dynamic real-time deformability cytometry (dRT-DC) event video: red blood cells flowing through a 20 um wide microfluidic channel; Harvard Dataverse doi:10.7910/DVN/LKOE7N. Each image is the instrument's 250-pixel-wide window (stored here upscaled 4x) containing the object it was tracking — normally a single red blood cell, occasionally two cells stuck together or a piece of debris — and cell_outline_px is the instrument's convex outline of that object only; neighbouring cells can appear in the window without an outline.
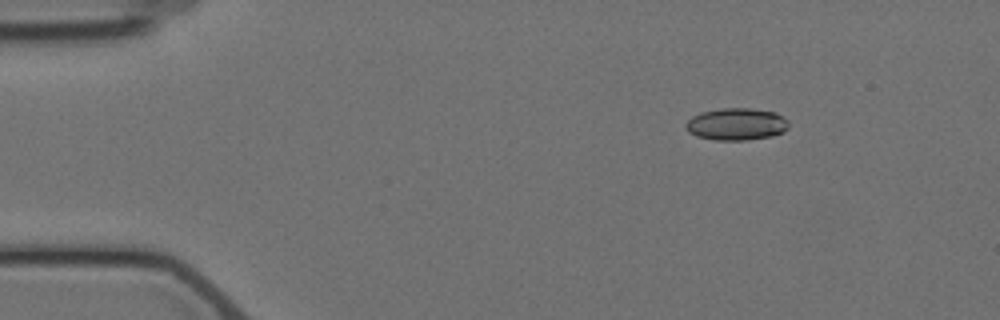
{"species": "Egyptian fruit bat (a non-hibernating species)", "species_latin": "Rousettus aegyptiacus", "temperature_condition": "cold", "stored_images_in_passage": 5, "camera_frame_rate_fps": 3000, "um_per_image_px": 0.085, "animal": {"sex": "female"}, "frame": {"image": 1, "passage_image": 3, "time_ms": 2.333, "image_size_px": [1000, 320], "cell_outline_px": [[788, 128], [784, 132], [772, 136], [744, 140], [716, 140], [696, 136], [688, 132], [684, 124], [692, 116], [700, 112], [720, 108], [748, 108], [776, 112], [784, 116], [788, 120]], "centroid_in_image_um": [62.6, 10.55], "position_along_channel_um": 22.4, "area_um2": 19.48}}